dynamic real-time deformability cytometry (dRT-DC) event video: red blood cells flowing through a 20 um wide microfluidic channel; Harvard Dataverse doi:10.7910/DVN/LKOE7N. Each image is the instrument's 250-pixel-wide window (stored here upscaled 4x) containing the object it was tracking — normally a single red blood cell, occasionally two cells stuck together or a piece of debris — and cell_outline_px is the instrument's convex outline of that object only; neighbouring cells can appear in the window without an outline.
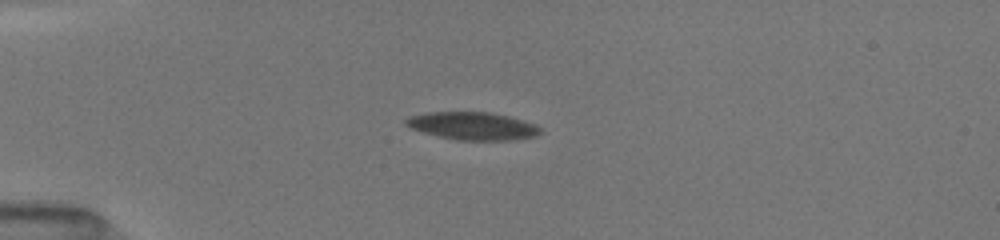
{"species": "common noctule bat (a hibernating species)", "species_latin": "Nyctalus noctula", "temperature_condition": "room temperature", "stored_images_in_passage": 5, "camera_frame_rate_fps": 3000, "um_per_image_px": 0.085, "animal": {"sex": "female", "body_mass_g": 19.5, "forearm_length_mm": 54.1}, "frame": {"image": 1, "passage_image": 1, "time_ms": 0.0, "image_size_px": [1000, 240], "cell_outline_px": [[540, 132], [536, 136], [512, 140], [456, 140], [424, 132], [412, 128], [404, 124], [404, 120], [408, 116], [428, 112], [488, 112], [508, 116], [536, 124], [540, 128]], "centroid_in_image_um": [40.16, 10.7], "position_along_channel_um": 44.8, "area_um2": 21.62}}